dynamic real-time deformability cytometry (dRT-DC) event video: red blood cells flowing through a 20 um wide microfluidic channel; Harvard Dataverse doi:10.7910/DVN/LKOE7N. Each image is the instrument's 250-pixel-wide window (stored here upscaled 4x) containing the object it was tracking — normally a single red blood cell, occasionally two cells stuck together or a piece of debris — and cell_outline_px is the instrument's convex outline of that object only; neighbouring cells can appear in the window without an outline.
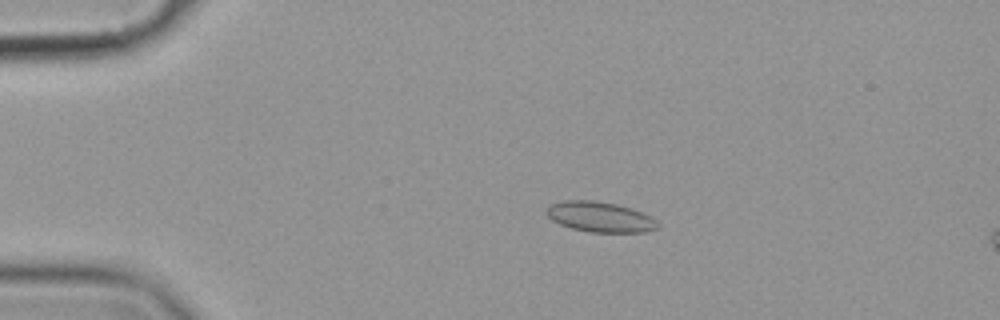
{"species": "common noctule bat (a hibernating species)", "species_latin": "Nyctalus noctula", "temperature_condition": "cold", "stored_images_in_passage": 15, "camera_frame_rate_fps": 3000, "um_per_image_px": 0.085, "animal": {"sex": "female", "body_mass_g": 19.9}, "frame": {"image": 1, "passage_image": 9, "time_ms": 2.667, "image_size_px": [1000, 320], "cell_outline_px": [[660, 228], [644, 232], [588, 232], [572, 228], [560, 224], [552, 220], [544, 212], [548, 204], [564, 200], [596, 200], [616, 204], [632, 208], [652, 216], [660, 224]], "centroid_in_image_um": [51.01, 18.43], "position_along_channel_um": 34.0, "area_um2": 20.0}}